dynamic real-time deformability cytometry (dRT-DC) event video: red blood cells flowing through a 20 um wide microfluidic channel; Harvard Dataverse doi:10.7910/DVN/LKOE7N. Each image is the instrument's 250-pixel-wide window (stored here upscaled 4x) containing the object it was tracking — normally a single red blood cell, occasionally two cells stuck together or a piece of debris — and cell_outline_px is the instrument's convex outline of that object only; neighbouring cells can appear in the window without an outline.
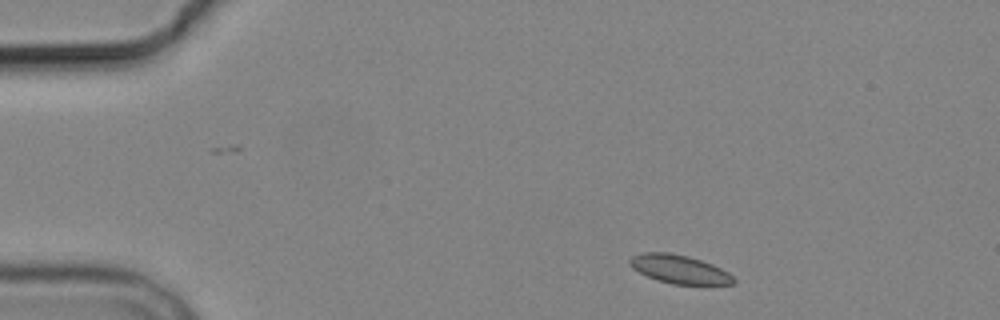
{"species": "common noctule bat (a hibernating species)", "species_latin": "Nyctalus noctula", "temperature_condition": "cold", "stored_images_in_passage": 5, "camera_frame_rate_fps": 3000, "um_per_image_px": 0.085, "animal": {"sex": "male", "body_mass_g": 19.2, "forearm_length_mm": 51.8}, "frame": {"image": 1, "passage_image": 1, "time_ms": 0.0, "image_size_px": [1000, 320], "cell_outline_px": [[736, 284], [704, 288], [672, 284], [648, 276], [632, 268], [628, 260], [632, 256], [644, 252], [668, 252], [688, 256], [712, 264], [728, 272], [736, 280]], "centroid_in_image_um": [57.86, 22.95], "position_along_channel_um": 27.1, "area_um2": 17.98}}
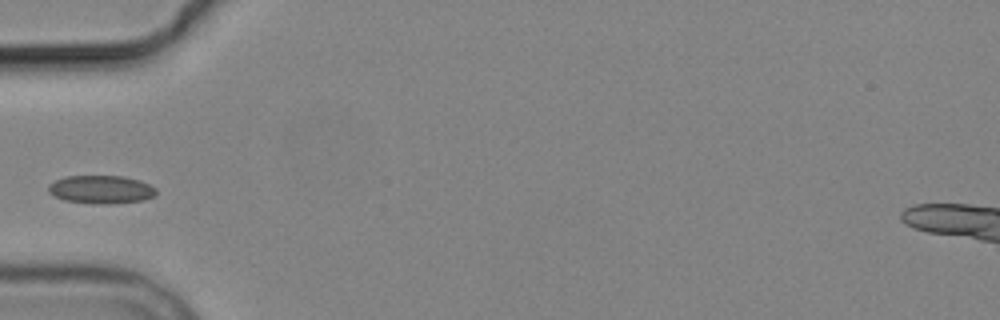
{"frame": {"image": 2, "passage_image": 4, "time_ms": 3.333, "image_size_px": [1000, 320], "cell_outline_px": [[156, 196], [144, 200], [108, 204], [92, 204], [64, 200], [48, 192], [48, 184], [64, 176], [124, 176], [140, 180], [156, 188]], "centroid_in_image_um": [8.6, 16.11], "position_along_channel_um": 76.4, "area_um2": 17.86}}
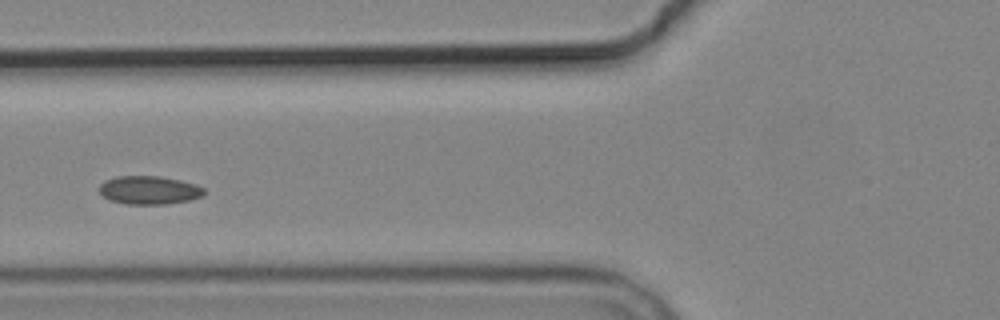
{"frame": {"image": 3, "passage_image": 5, "time_ms": 4.333, "image_size_px": [1000, 320], "cell_outline_px": [[204, 192], [200, 196], [188, 200], [164, 204], [124, 204], [112, 200], [104, 196], [100, 192], [100, 184], [104, 180], [116, 176], [160, 176], [180, 180], [196, 184], [204, 188]], "centroid_in_image_um": [12.65, 16.15], "position_along_channel_um": 113.1, "area_um2": 17.17}}